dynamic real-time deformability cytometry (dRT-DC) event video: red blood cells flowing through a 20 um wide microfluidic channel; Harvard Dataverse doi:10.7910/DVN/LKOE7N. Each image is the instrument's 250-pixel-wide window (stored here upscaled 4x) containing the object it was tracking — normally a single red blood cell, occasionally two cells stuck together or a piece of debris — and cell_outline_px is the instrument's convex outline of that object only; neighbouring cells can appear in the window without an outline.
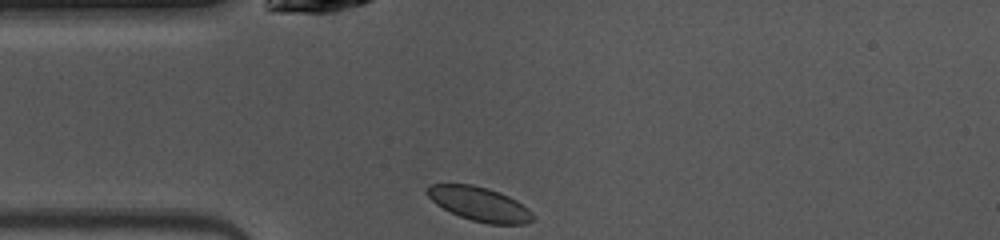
{"species": "common noctule bat (a hibernating species)", "species_latin": "Nyctalus noctula", "temperature_condition": "warm", "stored_images_in_passage": 38, "camera_frame_rate_fps": 3000, "um_per_image_px": 0.085, "animal": {"sex": "female", "body_mass_g": 10.0, "forearm_length_mm": 53.1}, "frame": {"image": 1, "passage_image": 1, "time_ms": 0.0, "image_size_px": [1000, 240], "cell_outline_px": [[536, 220], [524, 224], [488, 224], [472, 220], [460, 216], [436, 204], [424, 192], [428, 184], [472, 184], [488, 188], [500, 192], [516, 200], [528, 208], [536, 216]], "centroid_in_image_um": [40.78, 17.34], "position_along_channel_um": 44.2, "area_um2": 21.15}}
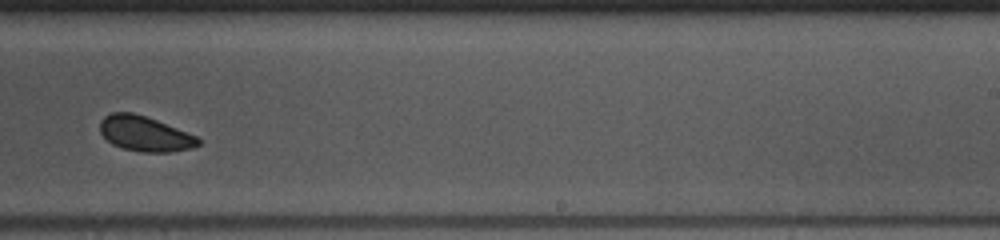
{"frame": {"image": 2, "passage_image": 19, "time_ms": 6.0, "image_size_px": [1000, 240], "cell_outline_px": [[200, 144], [192, 148], [172, 152], [144, 152], [124, 148], [112, 144], [100, 132], [100, 120], [104, 116], [112, 112], [132, 112], [156, 120], [196, 136], [200, 140]], "centroid_in_image_um": [12.3, 11.37], "position_along_channel_um": 276.7, "area_um2": 19.88}}
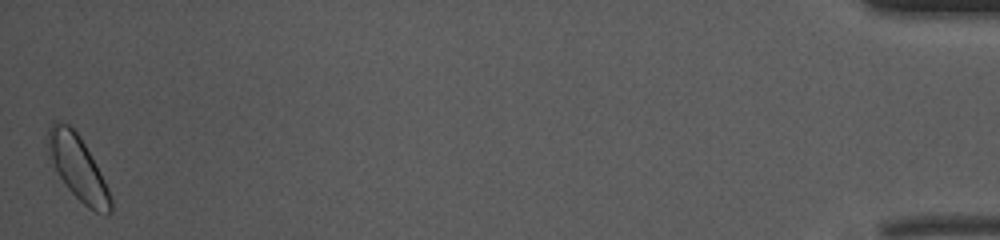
{"frame": {"image": 3, "passage_image": 38, "time_ms": 12.333, "image_size_px": [1000, 240], "cell_outline_px": [[112, 212], [108, 216], [104, 216], [88, 208], [64, 184], [52, 160], [48, 144], [48, 128], [56, 120], [68, 124], [80, 136], [100, 172], [108, 188], [112, 200]], "centroid_in_image_um": [6.67, 14.31], "position_along_channel_um": 428.5, "area_um2": 22.95}}